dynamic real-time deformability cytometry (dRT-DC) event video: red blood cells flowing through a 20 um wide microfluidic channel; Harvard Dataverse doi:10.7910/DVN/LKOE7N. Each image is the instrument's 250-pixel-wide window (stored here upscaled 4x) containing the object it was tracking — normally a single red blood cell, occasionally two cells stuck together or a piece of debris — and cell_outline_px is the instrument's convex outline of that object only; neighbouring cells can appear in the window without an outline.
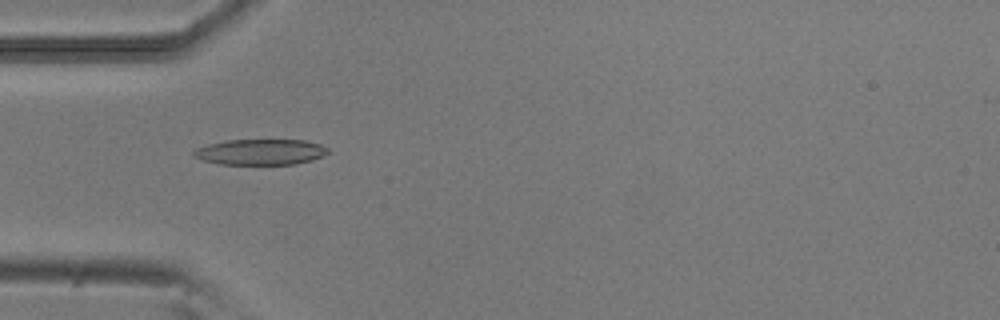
{"species": "common noctule bat (a hibernating species)", "species_latin": "Nyctalus noctula", "temperature_condition": "room temperature", "stored_images_in_passage": 45, "camera_frame_rate_fps": 3000, "um_per_image_px": 0.085, "animal": {"sex": "male", "body_mass_g": 20.5, "forearm_length_mm": 52.5}, "frame": {"image": 1, "passage_image": 9, "time_ms": 2.667, "image_size_px": [1000, 320], "cell_outline_px": [[328, 152], [324, 156], [312, 160], [296, 164], [220, 164], [204, 160], [192, 156], [192, 152], [196, 148], [208, 144], [228, 140], [304, 140], [320, 144], [328, 148]], "centroid_in_image_um": [22.15, 12.92], "position_along_channel_um": 62.9, "area_um2": 20.11}}
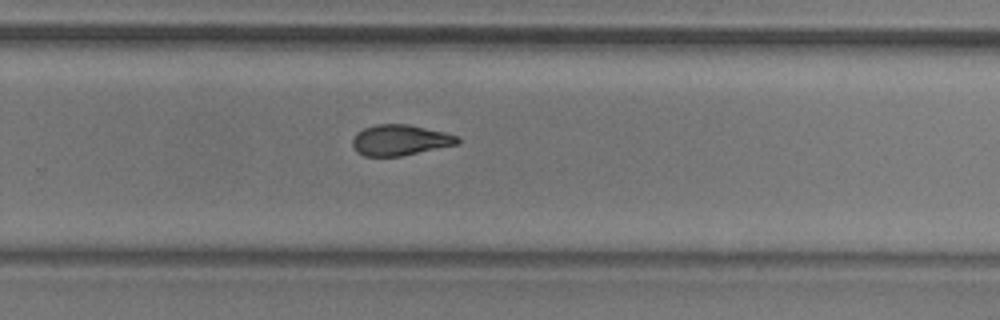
{"frame": {"image": 2, "passage_image": 27, "time_ms": 8.667, "image_size_px": [1000, 320], "cell_outline_px": [[460, 144], [400, 156], [364, 156], [356, 152], [352, 144], [352, 140], [356, 132], [364, 128], [376, 124], [408, 124], [444, 132], [460, 136]], "centroid_in_image_um": [34.01, 11.91], "position_along_channel_um": 295.8, "area_um2": 18.96}}
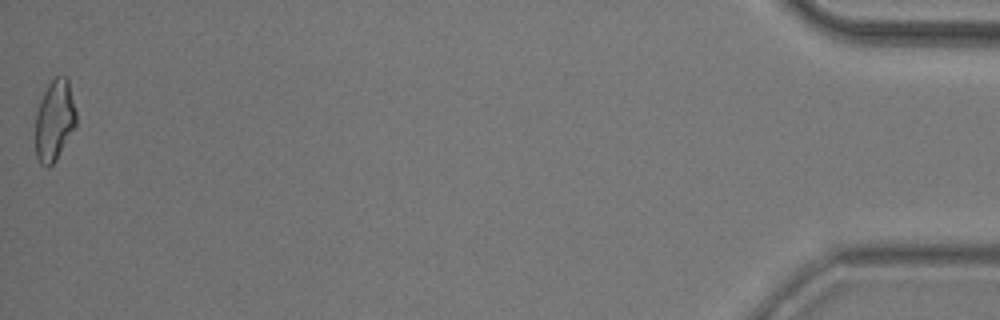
{"frame": {"image": 3, "passage_image": 45, "time_ms": 14.667, "image_size_px": [1000, 320], "cell_outline_px": [[76, 128], [56, 160], [48, 168], [44, 168], [40, 164], [36, 156], [36, 112], [40, 100], [48, 84], [56, 76], [64, 76], [68, 80], [76, 112]], "centroid_in_image_um": [4.64, 10.28], "position_along_channel_um": 430.6, "area_um2": 19.36}, "authors_computed_cell_mechanics": {"area_um2": 19.363, "velocity_mm_per_s": 3.88, "shape_relaxation_time_tau1_ms": 5.9383, "shape_relaxation_time_tau2_ms": 2.0126, "deformation_change_tau1": 0.1772, "deformation_change_tau2": 0.0946}}